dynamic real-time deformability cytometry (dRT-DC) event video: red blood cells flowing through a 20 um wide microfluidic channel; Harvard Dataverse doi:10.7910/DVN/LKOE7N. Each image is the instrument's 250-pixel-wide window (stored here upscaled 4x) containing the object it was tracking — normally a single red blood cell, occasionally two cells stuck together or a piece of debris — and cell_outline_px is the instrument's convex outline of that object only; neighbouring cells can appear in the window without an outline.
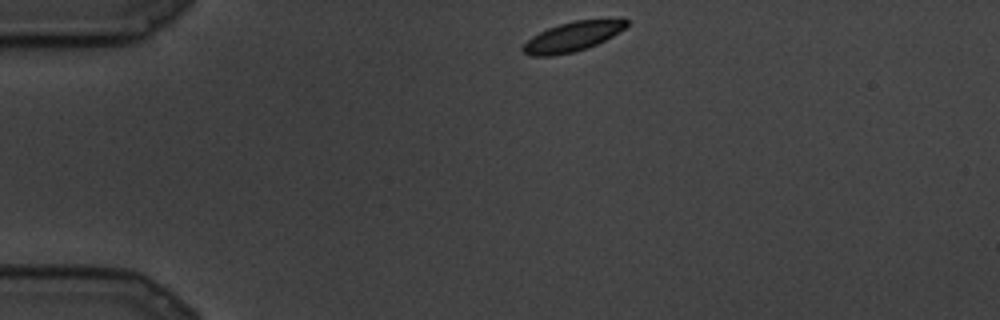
{"species": "common noctule bat (a hibernating species)", "species_latin": "Nyctalus noctula", "temperature_condition": "cold", "stored_images_in_passage": 72, "camera_frame_rate_fps": 3000, "um_per_image_px": 0.085, "animal": {"sex": "male", "body_mass_g": 19.5, "forearm_length_mm": 54.6}, "frame": {"image": 1, "passage_image": 1, "time_ms": 0.0, "image_size_px": [1000, 320], "cell_outline_px": [[628, 24], [624, 28], [612, 36], [588, 48], [572, 52], [552, 56], [528, 56], [520, 48], [532, 36], [548, 28], [560, 24], [576, 20], [628, 20]], "centroid_in_image_um": [48.59, 3.14], "position_along_channel_um": 36.4, "area_um2": 17.46}}
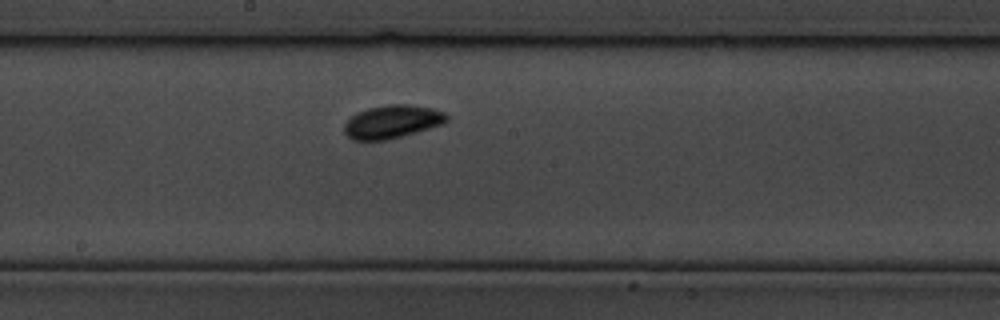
{"frame": {"image": 2, "passage_image": 32, "time_ms": 10.333, "image_size_px": [1000, 320], "cell_outline_px": [[448, 120], [444, 124], [388, 140], [352, 140], [344, 132], [344, 124], [352, 116], [368, 108], [388, 104], [408, 104], [432, 108], [444, 112], [448, 116]], "centroid_in_image_um": [33.36, 10.35], "position_along_channel_um": 214.8, "area_um2": 19.77}}
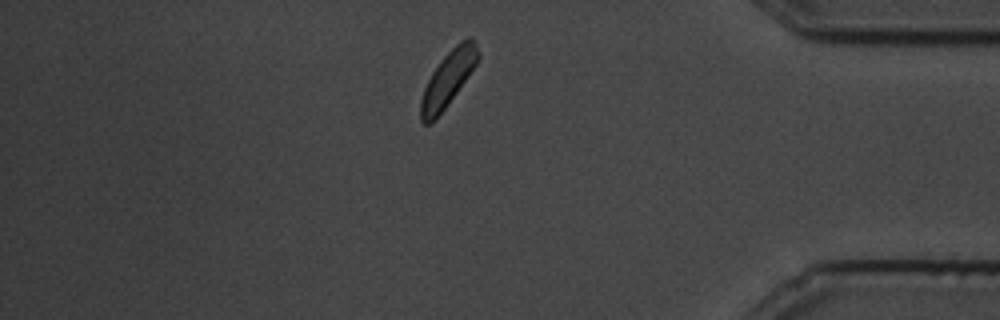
{"frame": {"image": 3, "passage_image": 61, "time_ms": 20.0, "image_size_px": [1000, 320], "cell_outline_px": [[480, 56], [476, 64], [456, 92], [432, 124], [424, 124], [420, 120], [420, 100], [424, 88], [432, 72], [440, 60], [460, 40], [468, 36], [476, 44], [480, 52]], "centroid_in_image_um": [38.06, 6.7], "position_along_channel_um": 397.1, "area_um2": 18.15}}